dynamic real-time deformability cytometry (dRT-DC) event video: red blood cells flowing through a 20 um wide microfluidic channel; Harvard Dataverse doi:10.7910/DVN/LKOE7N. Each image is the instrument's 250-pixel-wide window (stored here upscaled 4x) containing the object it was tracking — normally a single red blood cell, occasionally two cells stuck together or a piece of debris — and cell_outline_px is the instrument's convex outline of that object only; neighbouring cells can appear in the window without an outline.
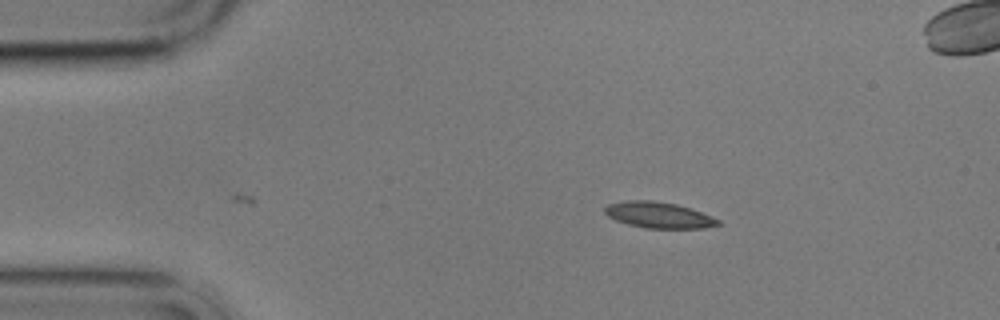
{"species": "common noctule bat (a hibernating species)", "species_latin": "Nyctalus noctula", "temperature_condition": "cold", "stored_images_in_passage": 4, "camera_frame_rate_fps": 3000, "um_per_image_px": 0.085, "animal": {"sex": "male", "body_mass_g": 17.9}, "frame": {"image": 1, "passage_image": 4, "time_ms": 3.667, "image_size_px": [1000, 320], "cell_outline_px": [[724, 224], [704, 228], [644, 228], [628, 224], [616, 220], [608, 216], [604, 212], [604, 208], [608, 204], [628, 200], [652, 200], [676, 204], [692, 208], [712, 216], [720, 220]], "centroid_in_image_um": [56.03, 18.28], "position_along_channel_um": 29.0, "area_um2": 17.34}}